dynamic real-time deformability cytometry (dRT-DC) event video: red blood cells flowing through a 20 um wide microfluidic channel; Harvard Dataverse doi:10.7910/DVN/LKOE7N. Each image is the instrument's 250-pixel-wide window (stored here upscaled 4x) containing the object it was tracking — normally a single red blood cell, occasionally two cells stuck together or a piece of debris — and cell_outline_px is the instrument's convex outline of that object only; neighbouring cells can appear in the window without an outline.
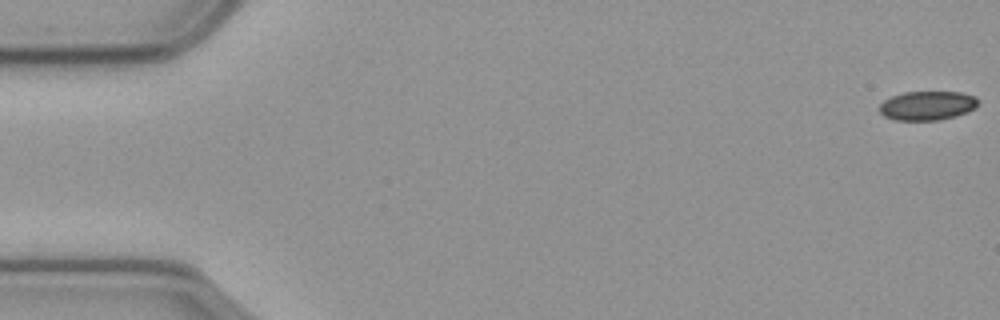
{"species": "common noctule bat (a hibernating species)", "species_latin": "Nyctalus noctula", "temperature_condition": "cold", "stored_images_in_passage": 58, "camera_frame_rate_fps": 3000, "um_per_image_px": 0.085, "animal": {"sex": "male", "body_mass_g": 23.1, "forearm_length_mm": 52.7}, "frame": {"image": 1, "passage_image": 1, "time_ms": 0.0, "image_size_px": [1000, 320], "cell_outline_px": [[976, 108], [968, 112], [956, 116], [940, 120], [896, 120], [884, 116], [880, 112], [880, 104], [884, 100], [892, 96], [904, 92], [960, 92], [972, 96], [976, 100]], "centroid_in_image_um": [78.8, 8.98], "position_along_channel_um": 6.2, "area_um2": 16.59}}
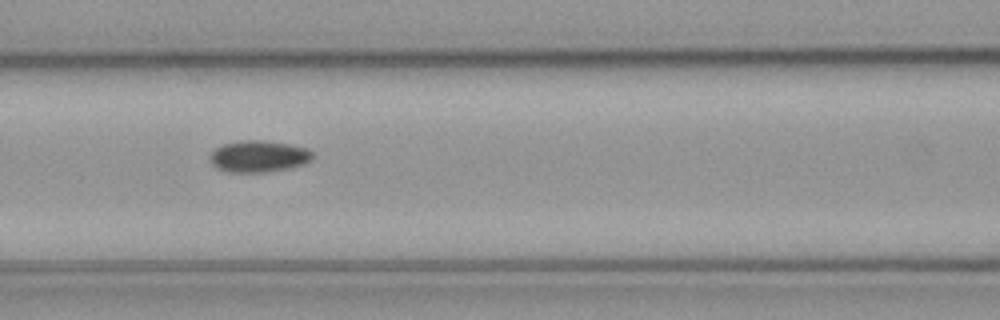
{"frame": {"image": 2, "passage_image": 25, "time_ms": 8.0, "image_size_px": [1000, 320], "cell_outline_px": [[312, 156], [308, 160], [300, 164], [284, 168], [264, 172], [232, 172], [220, 168], [212, 164], [212, 152], [216, 148], [224, 144], [240, 140], [264, 140], [288, 144], [304, 148], [312, 152]], "centroid_in_image_um": [21.95, 13.27], "position_along_channel_um": 144.6, "area_um2": 18.15}}
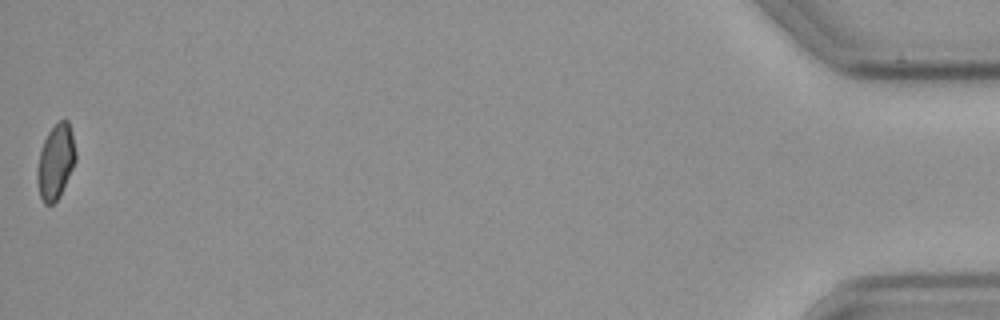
{"frame": {"image": 3, "passage_image": 58, "time_ms": 19.0, "image_size_px": [1000, 320], "cell_outline_px": [[76, 160], [60, 196], [52, 204], [44, 204], [40, 196], [36, 180], [36, 172], [40, 152], [44, 140], [48, 132], [60, 120], [68, 120], [76, 152]], "centroid_in_image_um": [4.72, 13.78], "position_along_channel_um": 430.5, "area_um2": 16.59}, "authors_computed_cell_mechanics": {"area_um2": 17.6579, "velocity_mm_per_s": 3.5691, "shape_relaxation_time_tau1_ms": null, "shape_relaxation_time_tau2_ms": 7.2611, "deformation_change_tau1": null, "deformation_change_tau2": 0.0913}}